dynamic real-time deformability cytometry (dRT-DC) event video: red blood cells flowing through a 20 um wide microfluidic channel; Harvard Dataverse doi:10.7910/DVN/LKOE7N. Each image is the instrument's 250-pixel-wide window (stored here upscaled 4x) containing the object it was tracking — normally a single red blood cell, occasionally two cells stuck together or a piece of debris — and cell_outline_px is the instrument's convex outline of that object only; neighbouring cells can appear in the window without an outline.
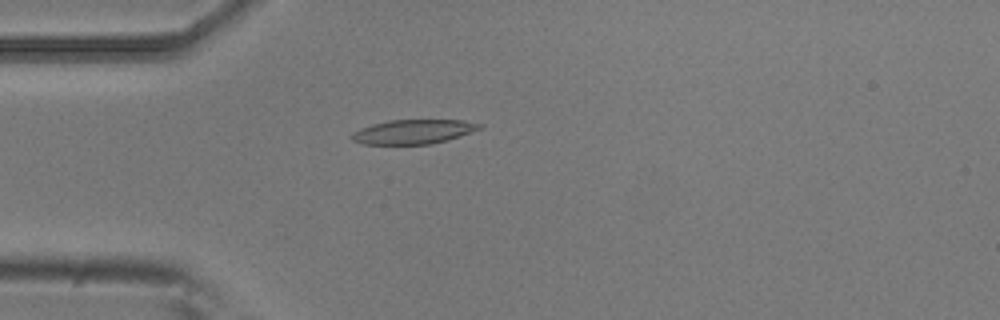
{"species": "common noctule bat (a hibernating species)", "species_latin": "Nyctalus noctula", "temperature_condition": "room temperature", "stored_images_in_passage": 4, "camera_frame_rate_fps": 3000, "um_per_image_px": 0.085, "animal": {"sex": "male", "body_mass_g": 20.5, "forearm_length_mm": 52.5}, "frame": {"image": 1, "passage_image": 4, "time_ms": 1.0, "image_size_px": [1000, 320], "cell_outline_px": [[484, 128], [448, 140], [432, 144], [364, 144], [352, 140], [348, 136], [352, 132], [360, 128], [372, 124], [388, 120], [464, 120], [484, 124]], "centroid_in_image_um": [35.15, 11.19], "position_along_channel_um": 49.8, "area_um2": 18.38}}